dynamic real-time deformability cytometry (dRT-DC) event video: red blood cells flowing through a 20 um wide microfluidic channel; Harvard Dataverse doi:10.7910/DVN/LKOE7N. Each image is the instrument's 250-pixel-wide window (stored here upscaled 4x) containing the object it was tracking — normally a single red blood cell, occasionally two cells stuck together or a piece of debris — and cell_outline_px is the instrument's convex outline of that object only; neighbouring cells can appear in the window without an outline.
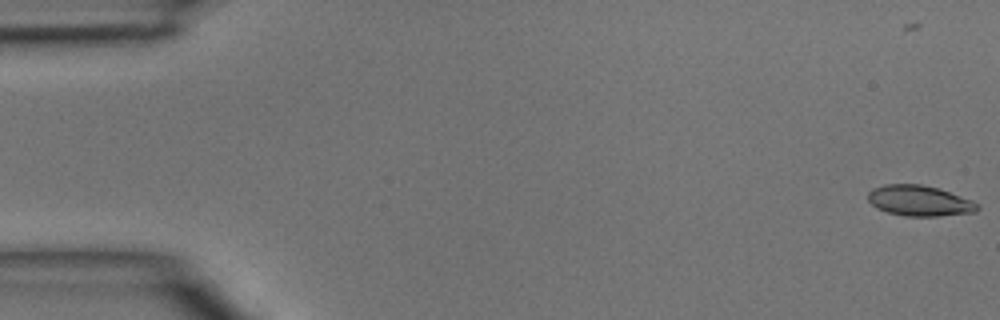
{"species": "common noctule bat (a hibernating species)", "species_latin": "Nyctalus noctula", "temperature_condition": "room temperature", "stored_images_in_passage": 47, "camera_frame_rate_fps": 3000, "um_per_image_px": 0.085, "animal": {"sex": "male", "body_mass_g": 15.6}, "frame": {"image": 1, "passage_image": 1, "time_ms": 0.0, "image_size_px": [1000, 320], "cell_outline_px": [[980, 208], [976, 212], [940, 216], [904, 216], [888, 212], [876, 208], [868, 200], [868, 192], [872, 188], [884, 184], [920, 184], [936, 188], [972, 200]], "centroid_in_image_um": [78.12, 17.07], "position_along_channel_um": 6.9, "area_um2": 19.42}}
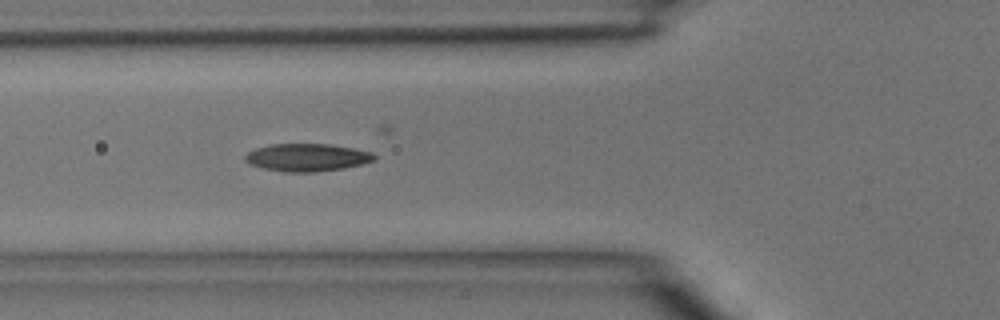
{"frame": {"image": 2, "passage_image": 17, "time_ms": 5.333, "image_size_px": [1000, 320], "cell_outline_px": [[376, 160], [344, 168], [312, 172], [284, 172], [264, 168], [252, 164], [244, 160], [244, 156], [248, 152], [256, 148], [272, 144], [328, 144], [356, 148], [372, 152], [376, 156]], "centroid_in_image_um": [26.13, 13.37], "position_along_channel_um": 99.7, "area_um2": 20.75}}
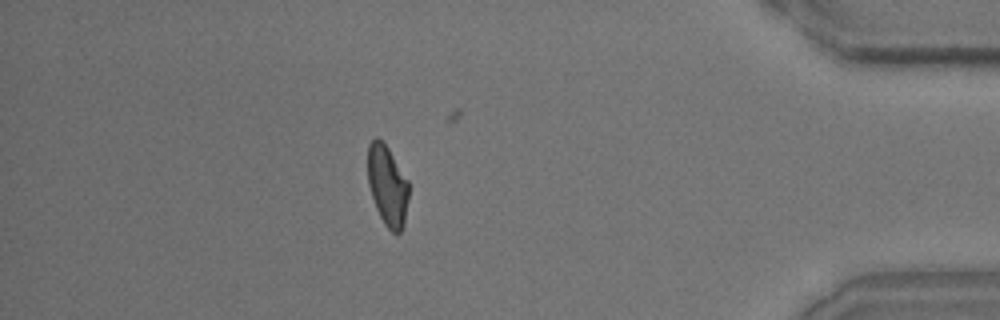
{"frame": {"image": 3, "passage_image": 41, "time_ms": 13.333, "image_size_px": [1000, 320], "cell_outline_px": [[408, 200], [404, 224], [400, 232], [396, 236], [384, 224], [376, 208], [368, 184], [368, 144], [376, 136], [388, 148], [408, 180]], "centroid_in_image_um": [32.93, 15.8], "position_along_channel_um": 402.3, "area_um2": 19.13}}